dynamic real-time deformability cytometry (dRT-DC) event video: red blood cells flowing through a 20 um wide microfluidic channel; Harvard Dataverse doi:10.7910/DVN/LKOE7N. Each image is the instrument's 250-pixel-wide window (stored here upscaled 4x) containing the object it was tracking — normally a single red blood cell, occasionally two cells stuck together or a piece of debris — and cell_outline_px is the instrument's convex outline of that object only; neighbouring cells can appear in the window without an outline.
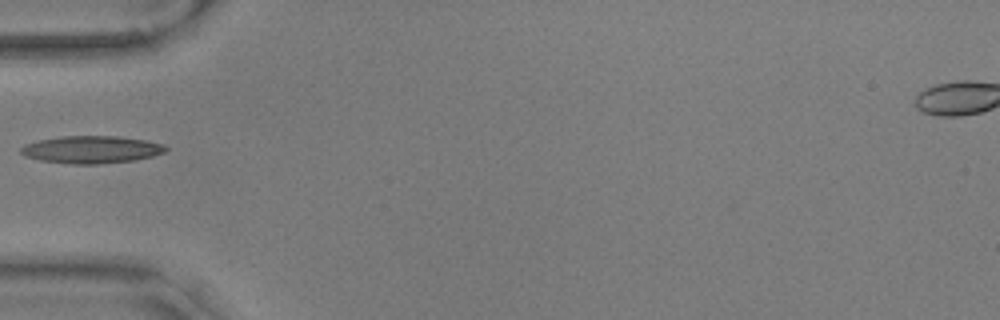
{"species": "common noctule bat (a hibernating species)", "species_latin": "Nyctalus noctula", "temperature_condition": "warm", "stored_images_in_passage": 4, "camera_frame_rate_fps": 3000, "um_per_image_px": 0.085, "animal": {"sex": "male", "body_mass_g": 17.9, "forearm_length_mm": 54.2}, "frame": {"image": 1, "passage_image": 1, "time_ms": 0.0, "image_size_px": [1000, 320], "cell_outline_px": [[168, 148], [164, 152], [152, 156], [132, 160], [96, 164], [72, 164], [40, 160], [24, 156], [20, 152], [20, 148], [24, 144], [36, 140], [60, 136], [120, 136], [144, 140], [164, 144]], "centroid_in_image_um": [7.72, 12.7], "position_along_channel_um": 77.3, "area_um2": 23.18}}